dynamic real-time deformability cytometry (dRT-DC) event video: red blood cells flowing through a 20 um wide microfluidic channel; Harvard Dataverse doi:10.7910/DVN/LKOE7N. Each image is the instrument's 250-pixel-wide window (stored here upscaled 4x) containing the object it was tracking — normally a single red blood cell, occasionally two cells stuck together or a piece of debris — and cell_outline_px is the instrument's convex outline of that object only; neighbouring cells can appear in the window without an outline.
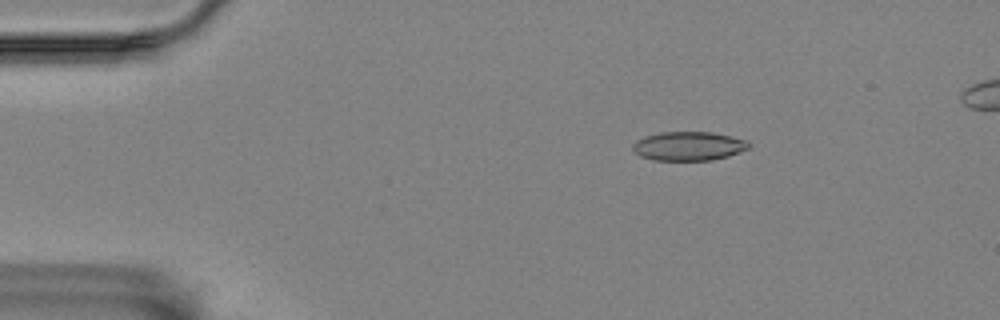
{"species": "Egyptian fruit bat (a non-hibernating species)", "species_latin": "Rousettus aegyptiacus", "temperature_condition": "room temperature", "stored_images_in_passage": 4, "camera_frame_rate_fps": 3000, "um_per_image_px": 0.085, "animal": {"sex": "female"}, "frame": {"image": 1, "passage_image": 1, "time_ms": 0.0, "image_size_px": [1000, 320], "cell_outline_px": [[748, 148], [740, 152], [728, 156], [712, 160], [656, 160], [640, 156], [632, 148], [632, 144], [636, 140], [644, 136], [660, 132], [712, 132], [748, 140]], "centroid_in_image_um": [58.51, 12.41], "position_along_channel_um": 26.5, "area_um2": 19.54}}